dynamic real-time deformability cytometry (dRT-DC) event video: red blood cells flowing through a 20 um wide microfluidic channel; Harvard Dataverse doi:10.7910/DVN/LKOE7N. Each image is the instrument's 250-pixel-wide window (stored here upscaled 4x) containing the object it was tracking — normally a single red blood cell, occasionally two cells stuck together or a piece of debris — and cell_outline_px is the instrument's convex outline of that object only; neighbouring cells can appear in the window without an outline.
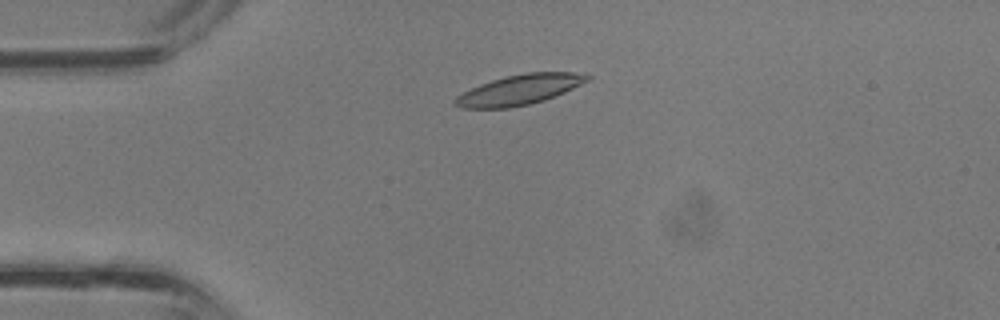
{"species": "common noctule bat (a hibernating species)", "species_latin": "Nyctalus noctula", "temperature_condition": "room temperature", "stored_images_in_passage": 36, "camera_frame_rate_fps": 3000, "um_per_image_px": 0.085, "animal": {"sex": "male", "body_mass_g": 13.3}, "frame": {"image": 1, "passage_image": 7, "time_ms": 2.0, "image_size_px": [1000, 320], "cell_outline_px": [[592, 80], [564, 92], [544, 100], [528, 104], [508, 108], [460, 108], [452, 104], [452, 100], [456, 96], [480, 84], [504, 76], [528, 72], [572, 72], [592, 76]], "centroid_in_image_um": [44.15, 7.62], "position_along_channel_um": 40.9, "area_um2": 23.24}}
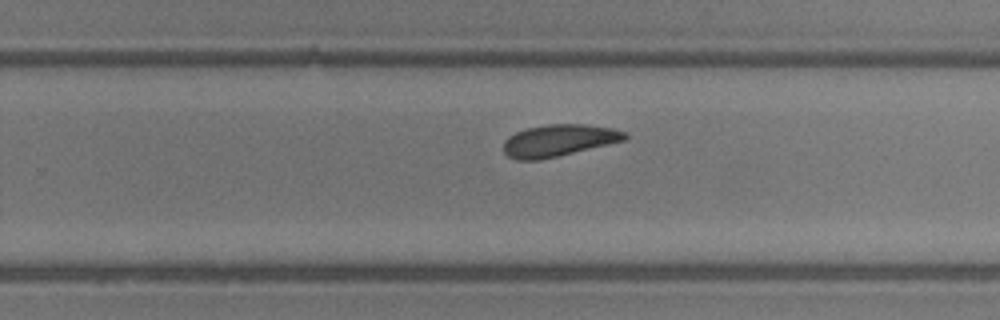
{"frame": {"image": 2, "passage_image": 22, "time_ms": 7.0, "image_size_px": [1000, 320], "cell_outline_px": [[628, 136], [624, 140], [540, 160], [516, 160], [508, 156], [504, 152], [504, 140], [508, 136], [516, 132], [528, 128], [548, 124], [584, 124], [612, 128], [624, 132]], "centroid_in_image_um": [47.44, 11.94], "position_along_channel_um": 282.4, "area_um2": 22.25}}
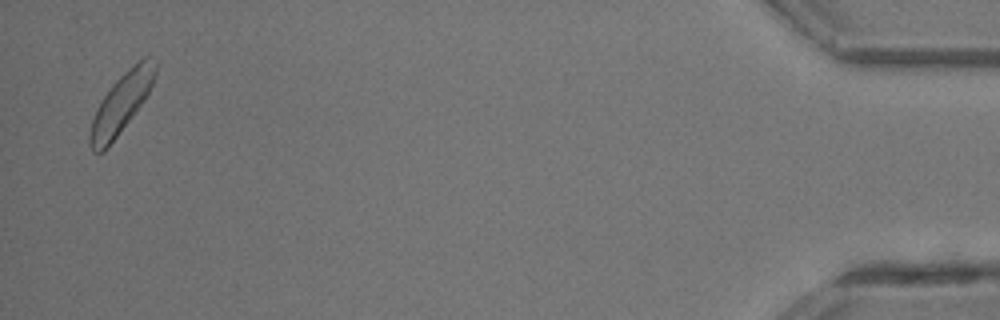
{"frame": {"image": 3, "passage_image": 35, "time_ms": 11.333, "image_size_px": [1000, 320], "cell_outline_px": [[156, 72], [152, 84], [144, 100], [108, 148], [104, 152], [92, 152], [88, 144], [88, 136], [92, 120], [104, 96], [112, 84], [128, 68], [144, 56], [148, 56], [156, 60]], "centroid_in_image_um": [10.29, 8.8], "position_along_channel_um": 424.9, "area_um2": 22.43}}